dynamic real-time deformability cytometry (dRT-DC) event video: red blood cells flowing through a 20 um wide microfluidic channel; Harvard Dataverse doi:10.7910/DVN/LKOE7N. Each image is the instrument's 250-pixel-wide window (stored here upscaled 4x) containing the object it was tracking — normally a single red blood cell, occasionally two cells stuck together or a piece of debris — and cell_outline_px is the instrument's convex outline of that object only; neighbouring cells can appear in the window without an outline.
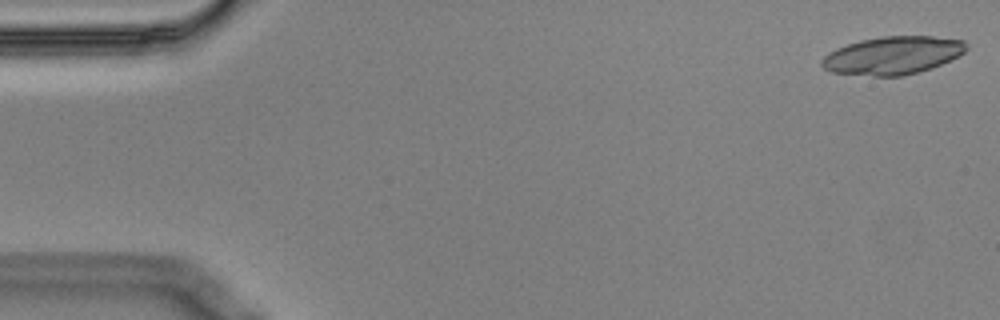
{"species": "Egyptian fruit bat (a non-hibernating species)", "species_latin": "Rousettus aegyptiacus", "temperature_condition": "cold", "stored_images_in_passage": 55, "segment_of_instrument_passage": [1, 2], "camera_frame_rate_fps": 3000, "um_per_image_px": 0.085, "animal": {"sex": "male"}, "frame": {"image": 1, "passage_image": 1, "time_ms": 0.0, "image_size_px": [1000, 320], "cell_outline_px": [[968, 48], [964, 52], [932, 68], [904, 76], [872, 76], [832, 72], [824, 68], [820, 64], [820, 60], [828, 52], [836, 48], [860, 40], [880, 36], [932, 36], [964, 40], [968, 44]], "centroid_in_image_um": [75.86, 4.7], "position_along_channel_um": 9.1, "area_um2": 32.02}}